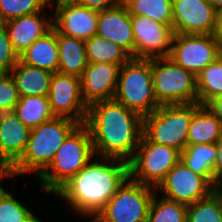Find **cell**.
Returning a JSON list of instances; mask_svg holds the SVG:
<instances>
[{
	"mask_svg": "<svg viewBox=\"0 0 222 222\" xmlns=\"http://www.w3.org/2000/svg\"><path fill=\"white\" fill-rule=\"evenodd\" d=\"M0 178H3L0 175ZM0 222H42L0 184Z\"/></svg>",
	"mask_w": 222,
	"mask_h": 222,
	"instance_id": "4dcf8cb0",
	"label": "cell"
},
{
	"mask_svg": "<svg viewBox=\"0 0 222 222\" xmlns=\"http://www.w3.org/2000/svg\"><path fill=\"white\" fill-rule=\"evenodd\" d=\"M120 66L113 63H88L80 77L84 102L89 106L97 101L113 100Z\"/></svg>",
	"mask_w": 222,
	"mask_h": 222,
	"instance_id": "2e32d148",
	"label": "cell"
},
{
	"mask_svg": "<svg viewBox=\"0 0 222 222\" xmlns=\"http://www.w3.org/2000/svg\"><path fill=\"white\" fill-rule=\"evenodd\" d=\"M52 0H47V3L49 5V7L53 6V4H51ZM80 0H56V6H62V5H67V4H78Z\"/></svg>",
	"mask_w": 222,
	"mask_h": 222,
	"instance_id": "f35d334b",
	"label": "cell"
},
{
	"mask_svg": "<svg viewBox=\"0 0 222 222\" xmlns=\"http://www.w3.org/2000/svg\"><path fill=\"white\" fill-rule=\"evenodd\" d=\"M130 18L135 39V58L168 57L174 37L173 28L148 16L130 15Z\"/></svg>",
	"mask_w": 222,
	"mask_h": 222,
	"instance_id": "7c38bea8",
	"label": "cell"
},
{
	"mask_svg": "<svg viewBox=\"0 0 222 222\" xmlns=\"http://www.w3.org/2000/svg\"><path fill=\"white\" fill-rule=\"evenodd\" d=\"M94 155L90 131L85 124H79L61 144L49 166L38 176L42 189L55 194Z\"/></svg>",
	"mask_w": 222,
	"mask_h": 222,
	"instance_id": "277c9868",
	"label": "cell"
},
{
	"mask_svg": "<svg viewBox=\"0 0 222 222\" xmlns=\"http://www.w3.org/2000/svg\"><path fill=\"white\" fill-rule=\"evenodd\" d=\"M211 5L217 10L222 8V0H208Z\"/></svg>",
	"mask_w": 222,
	"mask_h": 222,
	"instance_id": "ab89813d",
	"label": "cell"
},
{
	"mask_svg": "<svg viewBox=\"0 0 222 222\" xmlns=\"http://www.w3.org/2000/svg\"><path fill=\"white\" fill-rule=\"evenodd\" d=\"M10 74L19 97L48 96L52 72L26 65L19 60Z\"/></svg>",
	"mask_w": 222,
	"mask_h": 222,
	"instance_id": "44dd1931",
	"label": "cell"
},
{
	"mask_svg": "<svg viewBox=\"0 0 222 222\" xmlns=\"http://www.w3.org/2000/svg\"><path fill=\"white\" fill-rule=\"evenodd\" d=\"M99 158L90 160L55 193L65 198L78 214L91 216L92 220L129 178V162L112 157Z\"/></svg>",
	"mask_w": 222,
	"mask_h": 222,
	"instance_id": "7a4b0ae2",
	"label": "cell"
},
{
	"mask_svg": "<svg viewBox=\"0 0 222 222\" xmlns=\"http://www.w3.org/2000/svg\"><path fill=\"white\" fill-rule=\"evenodd\" d=\"M79 125L73 119L56 117L31 129L22 157L2 177L36 173L39 176L52 162L64 140Z\"/></svg>",
	"mask_w": 222,
	"mask_h": 222,
	"instance_id": "3957f363",
	"label": "cell"
},
{
	"mask_svg": "<svg viewBox=\"0 0 222 222\" xmlns=\"http://www.w3.org/2000/svg\"><path fill=\"white\" fill-rule=\"evenodd\" d=\"M215 11L208 0H172L174 34H212Z\"/></svg>",
	"mask_w": 222,
	"mask_h": 222,
	"instance_id": "5bb4252c",
	"label": "cell"
},
{
	"mask_svg": "<svg viewBox=\"0 0 222 222\" xmlns=\"http://www.w3.org/2000/svg\"><path fill=\"white\" fill-rule=\"evenodd\" d=\"M155 194L152 198L147 222H186L188 205L162 197L158 200Z\"/></svg>",
	"mask_w": 222,
	"mask_h": 222,
	"instance_id": "f546056e",
	"label": "cell"
},
{
	"mask_svg": "<svg viewBox=\"0 0 222 222\" xmlns=\"http://www.w3.org/2000/svg\"><path fill=\"white\" fill-rule=\"evenodd\" d=\"M180 161V152L173 147L149 142L143 135L129 161V178L157 188L167 173Z\"/></svg>",
	"mask_w": 222,
	"mask_h": 222,
	"instance_id": "ba28073f",
	"label": "cell"
},
{
	"mask_svg": "<svg viewBox=\"0 0 222 222\" xmlns=\"http://www.w3.org/2000/svg\"><path fill=\"white\" fill-rule=\"evenodd\" d=\"M88 63H113L120 67L132 57L118 44L97 34L85 40Z\"/></svg>",
	"mask_w": 222,
	"mask_h": 222,
	"instance_id": "d4e9b609",
	"label": "cell"
},
{
	"mask_svg": "<svg viewBox=\"0 0 222 222\" xmlns=\"http://www.w3.org/2000/svg\"><path fill=\"white\" fill-rule=\"evenodd\" d=\"M154 190L128 178L90 222H147Z\"/></svg>",
	"mask_w": 222,
	"mask_h": 222,
	"instance_id": "9c48e42d",
	"label": "cell"
},
{
	"mask_svg": "<svg viewBox=\"0 0 222 222\" xmlns=\"http://www.w3.org/2000/svg\"><path fill=\"white\" fill-rule=\"evenodd\" d=\"M19 101L15 82L10 73H0V113L13 112Z\"/></svg>",
	"mask_w": 222,
	"mask_h": 222,
	"instance_id": "d6a6232c",
	"label": "cell"
},
{
	"mask_svg": "<svg viewBox=\"0 0 222 222\" xmlns=\"http://www.w3.org/2000/svg\"><path fill=\"white\" fill-rule=\"evenodd\" d=\"M201 105H160L143 117V136L153 143L170 146L181 152L187 145V135L194 112Z\"/></svg>",
	"mask_w": 222,
	"mask_h": 222,
	"instance_id": "8992f818",
	"label": "cell"
},
{
	"mask_svg": "<svg viewBox=\"0 0 222 222\" xmlns=\"http://www.w3.org/2000/svg\"><path fill=\"white\" fill-rule=\"evenodd\" d=\"M85 125L98 157L129 162L143 135V118L114 99L90 104Z\"/></svg>",
	"mask_w": 222,
	"mask_h": 222,
	"instance_id": "6da1fadb",
	"label": "cell"
},
{
	"mask_svg": "<svg viewBox=\"0 0 222 222\" xmlns=\"http://www.w3.org/2000/svg\"><path fill=\"white\" fill-rule=\"evenodd\" d=\"M212 35L220 42L222 46V8L215 11Z\"/></svg>",
	"mask_w": 222,
	"mask_h": 222,
	"instance_id": "74e56055",
	"label": "cell"
},
{
	"mask_svg": "<svg viewBox=\"0 0 222 222\" xmlns=\"http://www.w3.org/2000/svg\"><path fill=\"white\" fill-rule=\"evenodd\" d=\"M153 93L159 105L198 103L196 75L168 57L151 59Z\"/></svg>",
	"mask_w": 222,
	"mask_h": 222,
	"instance_id": "52a82bcc",
	"label": "cell"
},
{
	"mask_svg": "<svg viewBox=\"0 0 222 222\" xmlns=\"http://www.w3.org/2000/svg\"><path fill=\"white\" fill-rule=\"evenodd\" d=\"M47 0H0V22L41 12Z\"/></svg>",
	"mask_w": 222,
	"mask_h": 222,
	"instance_id": "1f68e13d",
	"label": "cell"
},
{
	"mask_svg": "<svg viewBox=\"0 0 222 222\" xmlns=\"http://www.w3.org/2000/svg\"><path fill=\"white\" fill-rule=\"evenodd\" d=\"M186 222H222V189L188 205Z\"/></svg>",
	"mask_w": 222,
	"mask_h": 222,
	"instance_id": "83f0119b",
	"label": "cell"
},
{
	"mask_svg": "<svg viewBox=\"0 0 222 222\" xmlns=\"http://www.w3.org/2000/svg\"><path fill=\"white\" fill-rule=\"evenodd\" d=\"M96 34L118 44L132 58H135V39L131 18L124 4L99 11Z\"/></svg>",
	"mask_w": 222,
	"mask_h": 222,
	"instance_id": "ac0fdd59",
	"label": "cell"
},
{
	"mask_svg": "<svg viewBox=\"0 0 222 222\" xmlns=\"http://www.w3.org/2000/svg\"><path fill=\"white\" fill-rule=\"evenodd\" d=\"M99 11L79 4L56 6L53 28L61 34L87 40L97 32Z\"/></svg>",
	"mask_w": 222,
	"mask_h": 222,
	"instance_id": "e0dca14e",
	"label": "cell"
},
{
	"mask_svg": "<svg viewBox=\"0 0 222 222\" xmlns=\"http://www.w3.org/2000/svg\"><path fill=\"white\" fill-rule=\"evenodd\" d=\"M164 197L186 205L209 196L216 188L203 176L193 173L179 161L156 188Z\"/></svg>",
	"mask_w": 222,
	"mask_h": 222,
	"instance_id": "4fadbf2b",
	"label": "cell"
},
{
	"mask_svg": "<svg viewBox=\"0 0 222 222\" xmlns=\"http://www.w3.org/2000/svg\"><path fill=\"white\" fill-rule=\"evenodd\" d=\"M221 55L222 46L212 34H174L168 58L197 76Z\"/></svg>",
	"mask_w": 222,
	"mask_h": 222,
	"instance_id": "30bf717a",
	"label": "cell"
},
{
	"mask_svg": "<svg viewBox=\"0 0 222 222\" xmlns=\"http://www.w3.org/2000/svg\"><path fill=\"white\" fill-rule=\"evenodd\" d=\"M217 155L216 143L186 145L180 152V161L214 186V165Z\"/></svg>",
	"mask_w": 222,
	"mask_h": 222,
	"instance_id": "cb8c5ba5",
	"label": "cell"
},
{
	"mask_svg": "<svg viewBox=\"0 0 222 222\" xmlns=\"http://www.w3.org/2000/svg\"><path fill=\"white\" fill-rule=\"evenodd\" d=\"M59 53L58 72L81 77L88 64L85 40L66 36L56 31Z\"/></svg>",
	"mask_w": 222,
	"mask_h": 222,
	"instance_id": "7402d4cb",
	"label": "cell"
},
{
	"mask_svg": "<svg viewBox=\"0 0 222 222\" xmlns=\"http://www.w3.org/2000/svg\"><path fill=\"white\" fill-rule=\"evenodd\" d=\"M222 137V124L201 105L193 114L187 135V145L217 143Z\"/></svg>",
	"mask_w": 222,
	"mask_h": 222,
	"instance_id": "603a6c76",
	"label": "cell"
},
{
	"mask_svg": "<svg viewBox=\"0 0 222 222\" xmlns=\"http://www.w3.org/2000/svg\"><path fill=\"white\" fill-rule=\"evenodd\" d=\"M19 60L26 65L58 72L59 53L56 30L52 28L45 35L37 39L20 56Z\"/></svg>",
	"mask_w": 222,
	"mask_h": 222,
	"instance_id": "ffe728a7",
	"label": "cell"
},
{
	"mask_svg": "<svg viewBox=\"0 0 222 222\" xmlns=\"http://www.w3.org/2000/svg\"><path fill=\"white\" fill-rule=\"evenodd\" d=\"M114 100L142 118L160 106L153 93L151 59L131 58L120 67Z\"/></svg>",
	"mask_w": 222,
	"mask_h": 222,
	"instance_id": "5b68a950",
	"label": "cell"
},
{
	"mask_svg": "<svg viewBox=\"0 0 222 222\" xmlns=\"http://www.w3.org/2000/svg\"><path fill=\"white\" fill-rule=\"evenodd\" d=\"M198 104L205 105L222 94V55L208 64L197 76Z\"/></svg>",
	"mask_w": 222,
	"mask_h": 222,
	"instance_id": "4316f807",
	"label": "cell"
},
{
	"mask_svg": "<svg viewBox=\"0 0 222 222\" xmlns=\"http://www.w3.org/2000/svg\"><path fill=\"white\" fill-rule=\"evenodd\" d=\"M50 109L56 117L85 124L88 105L84 102L79 77L60 72L52 74L48 94Z\"/></svg>",
	"mask_w": 222,
	"mask_h": 222,
	"instance_id": "8fae6325",
	"label": "cell"
},
{
	"mask_svg": "<svg viewBox=\"0 0 222 222\" xmlns=\"http://www.w3.org/2000/svg\"><path fill=\"white\" fill-rule=\"evenodd\" d=\"M216 146H217L218 155L214 165V187L216 189H221L222 188V137L216 143Z\"/></svg>",
	"mask_w": 222,
	"mask_h": 222,
	"instance_id": "d590c367",
	"label": "cell"
},
{
	"mask_svg": "<svg viewBox=\"0 0 222 222\" xmlns=\"http://www.w3.org/2000/svg\"><path fill=\"white\" fill-rule=\"evenodd\" d=\"M130 15L148 16L172 27V0H125Z\"/></svg>",
	"mask_w": 222,
	"mask_h": 222,
	"instance_id": "f1b7e54d",
	"label": "cell"
},
{
	"mask_svg": "<svg viewBox=\"0 0 222 222\" xmlns=\"http://www.w3.org/2000/svg\"><path fill=\"white\" fill-rule=\"evenodd\" d=\"M13 113L31 129L54 117L48 96L19 97Z\"/></svg>",
	"mask_w": 222,
	"mask_h": 222,
	"instance_id": "484cf974",
	"label": "cell"
},
{
	"mask_svg": "<svg viewBox=\"0 0 222 222\" xmlns=\"http://www.w3.org/2000/svg\"><path fill=\"white\" fill-rule=\"evenodd\" d=\"M41 15L37 12L4 22L11 44L19 56L53 28V20L42 18Z\"/></svg>",
	"mask_w": 222,
	"mask_h": 222,
	"instance_id": "d6986e66",
	"label": "cell"
},
{
	"mask_svg": "<svg viewBox=\"0 0 222 222\" xmlns=\"http://www.w3.org/2000/svg\"><path fill=\"white\" fill-rule=\"evenodd\" d=\"M19 61L4 23L0 22V73H10Z\"/></svg>",
	"mask_w": 222,
	"mask_h": 222,
	"instance_id": "836d02e7",
	"label": "cell"
},
{
	"mask_svg": "<svg viewBox=\"0 0 222 222\" xmlns=\"http://www.w3.org/2000/svg\"><path fill=\"white\" fill-rule=\"evenodd\" d=\"M31 128L13 112L0 113V175H4L23 155Z\"/></svg>",
	"mask_w": 222,
	"mask_h": 222,
	"instance_id": "9a60e30c",
	"label": "cell"
},
{
	"mask_svg": "<svg viewBox=\"0 0 222 222\" xmlns=\"http://www.w3.org/2000/svg\"><path fill=\"white\" fill-rule=\"evenodd\" d=\"M205 107L210 110L222 124V94L209 100Z\"/></svg>",
	"mask_w": 222,
	"mask_h": 222,
	"instance_id": "8d00e7d4",
	"label": "cell"
},
{
	"mask_svg": "<svg viewBox=\"0 0 222 222\" xmlns=\"http://www.w3.org/2000/svg\"><path fill=\"white\" fill-rule=\"evenodd\" d=\"M124 2L125 0H80L78 4L96 11H103L123 5Z\"/></svg>",
	"mask_w": 222,
	"mask_h": 222,
	"instance_id": "e575fe53",
	"label": "cell"
}]
</instances>
